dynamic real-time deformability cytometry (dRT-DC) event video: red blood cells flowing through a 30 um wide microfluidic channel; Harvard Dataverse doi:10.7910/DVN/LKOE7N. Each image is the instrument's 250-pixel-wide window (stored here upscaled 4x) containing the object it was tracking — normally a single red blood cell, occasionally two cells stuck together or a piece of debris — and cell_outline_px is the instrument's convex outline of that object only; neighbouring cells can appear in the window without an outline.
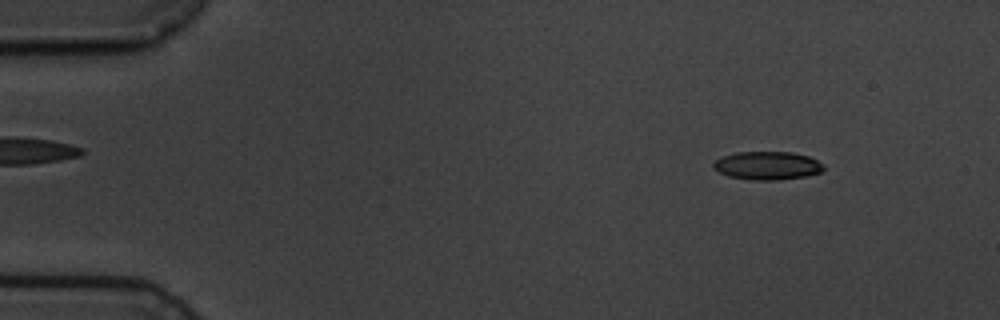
{"species": "common noctule bat (a hibernating species)", "species_latin": "Nyctalus noctula", "temperature_condition": "cold", "stored_images_in_passage": 5, "camera_frame_rate_fps": 3000, "um_per_image_px": 0.085, "animal": {"sex": "male", "body_mass_g": 19.5, "forearm_length_mm": 54.6}, "frame": {"image": 1, "passage_image": 2, "time_ms": 1.333, "image_size_px": [1000, 320], "cell_outline_px": [[824, 168], [820, 172], [804, 176], [780, 180], [752, 180], [728, 176], [712, 168], [712, 164], [716, 160], [724, 156], [736, 152], [792, 152], [808, 156], [816, 160]], "centroid_in_image_um": [65.18, 14.08], "position_along_channel_um": 19.8, "area_um2": 17.98}}